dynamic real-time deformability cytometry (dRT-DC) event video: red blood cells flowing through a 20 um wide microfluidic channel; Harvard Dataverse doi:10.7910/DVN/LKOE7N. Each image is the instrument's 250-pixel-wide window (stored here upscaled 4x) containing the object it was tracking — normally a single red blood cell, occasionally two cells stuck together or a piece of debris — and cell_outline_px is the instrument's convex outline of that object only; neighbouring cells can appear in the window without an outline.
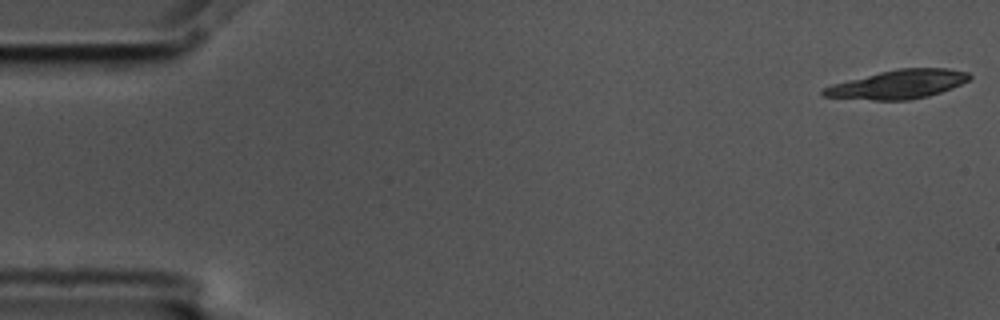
{"species": "common noctule bat (a hibernating species)", "species_latin": "Nyctalus noctula", "temperature_condition": "cold", "stored_images_in_passage": 14, "segment_of_instrument_passage": [1, 2], "camera_frame_rate_fps": 3000, "um_per_image_px": 0.085, "animal": {"sex": "male", "body_mass_g": 17.5, "forearm_length_mm": 52.3}, "frame": {"image": 1, "passage_image": 1, "time_ms": 0.0, "image_size_px": [1000, 320], "cell_outline_px": [[972, 76], [968, 80], [952, 88], [928, 96], [908, 100], [872, 100], [820, 96], [820, 88], [832, 84], [880, 72], [900, 68], [948, 68], [968, 72]], "centroid_in_image_um": [76.31, 7.17], "position_along_channel_um": 8.7, "area_um2": 24.45}}